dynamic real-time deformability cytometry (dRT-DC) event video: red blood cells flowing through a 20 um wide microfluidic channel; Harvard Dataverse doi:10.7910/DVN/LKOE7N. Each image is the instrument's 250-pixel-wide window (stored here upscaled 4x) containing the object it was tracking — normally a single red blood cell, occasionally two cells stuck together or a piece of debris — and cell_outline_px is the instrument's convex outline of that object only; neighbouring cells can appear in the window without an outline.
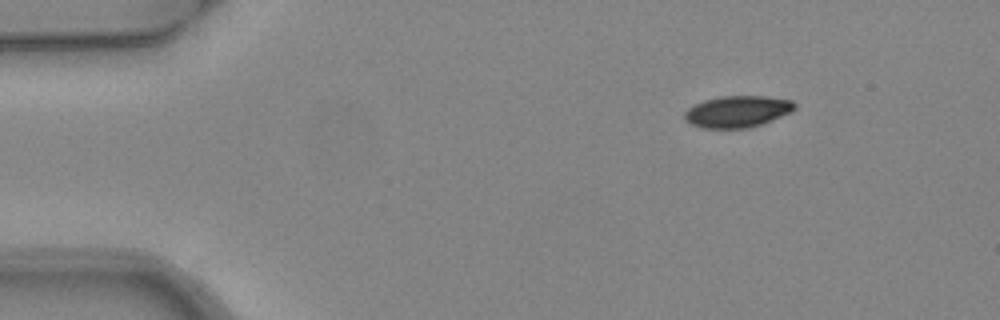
{"species": "common noctule bat (a hibernating species)", "species_latin": "Nyctalus noctula", "temperature_condition": "warm", "stored_images_in_passage": 3, "camera_frame_rate_fps": 3000, "um_per_image_px": 0.085, "animal": {"sex": "female", "body_mass_g": 24.6, "forearm_length_mm": 56.2}, "frame": {"image": 1, "passage_image": 1, "time_ms": 0.0, "image_size_px": [1000, 320], "cell_outline_px": [[796, 108], [792, 112], [760, 124], [748, 128], [700, 128], [684, 120], [684, 112], [688, 108], [704, 100], [720, 96], [768, 96], [792, 100], [796, 104]], "centroid_in_image_um": [62.68, 9.47], "position_along_channel_um": 22.3, "area_um2": 20.35}}